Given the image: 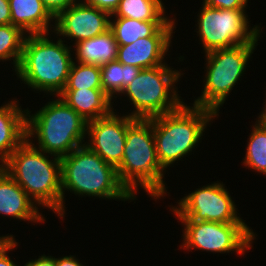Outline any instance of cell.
<instances>
[{
	"label": "cell",
	"mask_w": 266,
	"mask_h": 266,
	"mask_svg": "<svg viewBox=\"0 0 266 266\" xmlns=\"http://www.w3.org/2000/svg\"><path fill=\"white\" fill-rule=\"evenodd\" d=\"M166 21H140L110 17V30L118 45H128L139 38L152 36Z\"/></svg>",
	"instance_id": "ffe728a7"
},
{
	"label": "cell",
	"mask_w": 266,
	"mask_h": 266,
	"mask_svg": "<svg viewBox=\"0 0 266 266\" xmlns=\"http://www.w3.org/2000/svg\"><path fill=\"white\" fill-rule=\"evenodd\" d=\"M195 25L204 54L245 43H258L263 27H251L246 9H217L203 3ZM249 24V25H248Z\"/></svg>",
	"instance_id": "9c48e42d"
},
{
	"label": "cell",
	"mask_w": 266,
	"mask_h": 266,
	"mask_svg": "<svg viewBox=\"0 0 266 266\" xmlns=\"http://www.w3.org/2000/svg\"><path fill=\"white\" fill-rule=\"evenodd\" d=\"M216 182L196 188L178 200L176 206L170 205V211L176 219L179 221L245 223L228 189L223 182L218 180Z\"/></svg>",
	"instance_id": "8fae6325"
},
{
	"label": "cell",
	"mask_w": 266,
	"mask_h": 266,
	"mask_svg": "<svg viewBox=\"0 0 266 266\" xmlns=\"http://www.w3.org/2000/svg\"><path fill=\"white\" fill-rule=\"evenodd\" d=\"M58 96L87 122L108 115L115 105L103 89H64Z\"/></svg>",
	"instance_id": "ac0fdd59"
},
{
	"label": "cell",
	"mask_w": 266,
	"mask_h": 266,
	"mask_svg": "<svg viewBox=\"0 0 266 266\" xmlns=\"http://www.w3.org/2000/svg\"><path fill=\"white\" fill-rule=\"evenodd\" d=\"M73 49L74 61L103 65L116 60L118 44L109 29L96 37L80 41Z\"/></svg>",
	"instance_id": "d6986e66"
},
{
	"label": "cell",
	"mask_w": 266,
	"mask_h": 266,
	"mask_svg": "<svg viewBox=\"0 0 266 266\" xmlns=\"http://www.w3.org/2000/svg\"><path fill=\"white\" fill-rule=\"evenodd\" d=\"M62 180V220L66 213L65 191L78 197H93L116 200L134 201L135 199L120 183L116 168L105 162L97 153L86 145L72 150L61 157ZM65 214V215H64Z\"/></svg>",
	"instance_id": "277c9868"
},
{
	"label": "cell",
	"mask_w": 266,
	"mask_h": 266,
	"mask_svg": "<svg viewBox=\"0 0 266 266\" xmlns=\"http://www.w3.org/2000/svg\"><path fill=\"white\" fill-rule=\"evenodd\" d=\"M36 203L0 166V215L28 223H43L44 215Z\"/></svg>",
	"instance_id": "9a60e30c"
},
{
	"label": "cell",
	"mask_w": 266,
	"mask_h": 266,
	"mask_svg": "<svg viewBox=\"0 0 266 266\" xmlns=\"http://www.w3.org/2000/svg\"><path fill=\"white\" fill-rule=\"evenodd\" d=\"M183 226L180 249L211 253H236L244 256L253 248L257 234L246 223L180 221Z\"/></svg>",
	"instance_id": "30bf717a"
},
{
	"label": "cell",
	"mask_w": 266,
	"mask_h": 266,
	"mask_svg": "<svg viewBox=\"0 0 266 266\" xmlns=\"http://www.w3.org/2000/svg\"><path fill=\"white\" fill-rule=\"evenodd\" d=\"M1 167L39 208L52 210L62 220L60 157L45 153L26 139Z\"/></svg>",
	"instance_id": "3957f363"
},
{
	"label": "cell",
	"mask_w": 266,
	"mask_h": 266,
	"mask_svg": "<svg viewBox=\"0 0 266 266\" xmlns=\"http://www.w3.org/2000/svg\"><path fill=\"white\" fill-rule=\"evenodd\" d=\"M166 5L162 0H120L111 17H126L140 21H167Z\"/></svg>",
	"instance_id": "7402d4cb"
},
{
	"label": "cell",
	"mask_w": 266,
	"mask_h": 266,
	"mask_svg": "<svg viewBox=\"0 0 266 266\" xmlns=\"http://www.w3.org/2000/svg\"><path fill=\"white\" fill-rule=\"evenodd\" d=\"M176 18L170 17L152 36L139 38L128 45H118L116 60L140 69L164 65L176 30ZM175 28V29H174Z\"/></svg>",
	"instance_id": "5bb4252c"
},
{
	"label": "cell",
	"mask_w": 266,
	"mask_h": 266,
	"mask_svg": "<svg viewBox=\"0 0 266 266\" xmlns=\"http://www.w3.org/2000/svg\"><path fill=\"white\" fill-rule=\"evenodd\" d=\"M116 171L120 183L135 199L140 187L155 201L169 195L164 180L167 171L157 157L153 117L135 118L127 126L123 158Z\"/></svg>",
	"instance_id": "6da1fadb"
},
{
	"label": "cell",
	"mask_w": 266,
	"mask_h": 266,
	"mask_svg": "<svg viewBox=\"0 0 266 266\" xmlns=\"http://www.w3.org/2000/svg\"><path fill=\"white\" fill-rule=\"evenodd\" d=\"M110 17L108 12L78 1L55 17L53 33L64 41H74L73 47L80 41L108 31Z\"/></svg>",
	"instance_id": "4fadbf2b"
},
{
	"label": "cell",
	"mask_w": 266,
	"mask_h": 266,
	"mask_svg": "<svg viewBox=\"0 0 266 266\" xmlns=\"http://www.w3.org/2000/svg\"><path fill=\"white\" fill-rule=\"evenodd\" d=\"M11 24L9 0H0V25Z\"/></svg>",
	"instance_id": "4dcf8cb0"
},
{
	"label": "cell",
	"mask_w": 266,
	"mask_h": 266,
	"mask_svg": "<svg viewBox=\"0 0 266 266\" xmlns=\"http://www.w3.org/2000/svg\"><path fill=\"white\" fill-rule=\"evenodd\" d=\"M51 34L26 35L15 75L35 93L44 92V95L55 97L66 86L74 57L71 44L53 35L57 38L55 41Z\"/></svg>",
	"instance_id": "7a4b0ae2"
},
{
	"label": "cell",
	"mask_w": 266,
	"mask_h": 266,
	"mask_svg": "<svg viewBox=\"0 0 266 266\" xmlns=\"http://www.w3.org/2000/svg\"><path fill=\"white\" fill-rule=\"evenodd\" d=\"M134 119L113 109L108 115L87 122L85 145L117 168L123 158L127 126Z\"/></svg>",
	"instance_id": "7c38bea8"
},
{
	"label": "cell",
	"mask_w": 266,
	"mask_h": 266,
	"mask_svg": "<svg viewBox=\"0 0 266 266\" xmlns=\"http://www.w3.org/2000/svg\"><path fill=\"white\" fill-rule=\"evenodd\" d=\"M257 45V43H245L206 53L203 88L200 96L191 104L210 109L219 116L220 108L223 107L238 81L242 80L240 78L245 74L246 66Z\"/></svg>",
	"instance_id": "ba28073f"
},
{
	"label": "cell",
	"mask_w": 266,
	"mask_h": 266,
	"mask_svg": "<svg viewBox=\"0 0 266 266\" xmlns=\"http://www.w3.org/2000/svg\"><path fill=\"white\" fill-rule=\"evenodd\" d=\"M64 89H102L100 65L73 61Z\"/></svg>",
	"instance_id": "d4e9b609"
},
{
	"label": "cell",
	"mask_w": 266,
	"mask_h": 266,
	"mask_svg": "<svg viewBox=\"0 0 266 266\" xmlns=\"http://www.w3.org/2000/svg\"><path fill=\"white\" fill-rule=\"evenodd\" d=\"M16 241L15 238H0V266H21L15 264L16 262L8 255L10 251L19 246V242Z\"/></svg>",
	"instance_id": "484cf974"
},
{
	"label": "cell",
	"mask_w": 266,
	"mask_h": 266,
	"mask_svg": "<svg viewBox=\"0 0 266 266\" xmlns=\"http://www.w3.org/2000/svg\"><path fill=\"white\" fill-rule=\"evenodd\" d=\"M203 4L217 9H246L248 0H202Z\"/></svg>",
	"instance_id": "4316f807"
},
{
	"label": "cell",
	"mask_w": 266,
	"mask_h": 266,
	"mask_svg": "<svg viewBox=\"0 0 266 266\" xmlns=\"http://www.w3.org/2000/svg\"><path fill=\"white\" fill-rule=\"evenodd\" d=\"M100 68L102 89L112 100L114 99L113 102L141 70L117 60L100 65Z\"/></svg>",
	"instance_id": "44dd1931"
},
{
	"label": "cell",
	"mask_w": 266,
	"mask_h": 266,
	"mask_svg": "<svg viewBox=\"0 0 266 266\" xmlns=\"http://www.w3.org/2000/svg\"><path fill=\"white\" fill-rule=\"evenodd\" d=\"M26 35L19 27L12 24L0 25V62L12 60L13 72L19 66Z\"/></svg>",
	"instance_id": "cb8c5ba5"
},
{
	"label": "cell",
	"mask_w": 266,
	"mask_h": 266,
	"mask_svg": "<svg viewBox=\"0 0 266 266\" xmlns=\"http://www.w3.org/2000/svg\"><path fill=\"white\" fill-rule=\"evenodd\" d=\"M56 266H85L82 264L79 259L76 258V255L62 256L56 258Z\"/></svg>",
	"instance_id": "1f68e13d"
},
{
	"label": "cell",
	"mask_w": 266,
	"mask_h": 266,
	"mask_svg": "<svg viewBox=\"0 0 266 266\" xmlns=\"http://www.w3.org/2000/svg\"><path fill=\"white\" fill-rule=\"evenodd\" d=\"M39 258L30 259L24 266H56V258L48 254H41Z\"/></svg>",
	"instance_id": "f546056e"
},
{
	"label": "cell",
	"mask_w": 266,
	"mask_h": 266,
	"mask_svg": "<svg viewBox=\"0 0 266 266\" xmlns=\"http://www.w3.org/2000/svg\"><path fill=\"white\" fill-rule=\"evenodd\" d=\"M9 6L11 24L25 34L53 33L55 17L41 0H9Z\"/></svg>",
	"instance_id": "e0dca14e"
},
{
	"label": "cell",
	"mask_w": 266,
	"mask_h": 266,
	"mask_svg": "<svg viewBox=\"0 0 266 266\" xmlns=\"http://www.w3.org/2000/svg\"><path fill=\"white\" fill-rule=\"evenodd\" d=\"M265 95H266V93H265ZM264 101L265 102L263 104H265V105L263 108H261L262 111L259 112L260 114H258L259 116L257 117L255 123H257L260 127L266 129V99H264Z\"/></svg>",
	"instance_id": "d6a6232c"
},
{
	"label": "cell",
	"mask_w": 266,
	"mask_h": 266,
	"mask_svg": "<svg viewBox=\"0 0 266 266\" xmlns=\"http://www.w3.org/2000/svg\"><path fill=\"white\" fill-rule=\"evenodd\" d=\"M79 0H41L47 10L56 17L60 12L66 10Z\"/></svg>",
	"instance_id": "83f0119b"
},
{
	"label": "cell",
	"mask_w": 266,
	"mask_h": 266,
	"mask_svg": "<svg viewBox=\"0 0 266 266\" xmlns=\"http://www.w3.org/2000/svg\"><path fill=\"white\" fill-rule=\"evenodd\" d=\"M169 64L154 68L141 69L138 75L129 83L121 96H125L132 105L133 111L128 116L149 119L177 110L183 103L181 94H178V85L181 69L174 70Z\"/></svg>",
	"instance_id": "52a82bcc"
},
{
	"label": "cell",
	"mask_w": 266,
	"mask_h": 266,
	"mask_svg": "<svg viewBox=\"0 0 266 266\" xmlns=\"http://www.w3.org/2000/svg\"><path fill=\"white\" fill-rule=\"evenodd\" d=\"M215 118L218 115L214 111L185 102L175 111L153 117V134L161 166L168 171L191 155Z\"/></svg>",
	"instance_id": "8992f818"
},
{
	"label": "cell",
	"mask_w": 266,
	"mask_h": 266,
	"mask_svg": "<svg viewBox=\"0 0 266 266\" xmlns=\"http://www.w3.org/2000/svg\"><path fill=\"white\" fill-rule=\"evenodd\" d=\"M0 238H15V236H14L13 234H10V235H9V233H8V234H6V235H2V236H0Z\"/></svg>",
	"instance_id": "836d02e7"
},
{
	"label": "cell",
	"mask_w": 266,
	"mask_h": 266,
	"mask_svg": "<svg viewBox=\"0 0 266 266\" xmlns=\"http://www.w3.org/2000/svg\"><path fill=\"white\" fill-rule=\"evenodd\" d=\"M14 98L0 106V166L26 140V110Z\"/></svg>",
	"instance_id": "2e32d148"
},
{
	"label": "cell",
	"mask_w": 266,
	"mask_h": 266,
	"mask_svg": "<svg viewBox=\"0 0 266 266\" xmlns=\"http://www.w3.org/2000/svg\"><path fill=\"white\" fill-rule=\"evenodd\" d=\"M251 127L242 164L245 168L266 176V129L257 123Z\"/></svg>",
	"instance_id": "603a6c76"
},
{
	"label": "cell",
	"mask_w": 266,
	"mask_h": 266,
	"mask_svg": "<svg viewBox=\"0 0 266 266\" xmlns=\"http://www.w3.org/2000/svg\"><path fill=\"white\" fill-rule=\"evenodd\" d=\"M51 100L34 114L27 107L26 139L45 153L61 158L85 145L87 121L59 96Z\"/></svg>",
	"instance_id": "5b68a950"
},
{
	"label": "cell",
	"mask_w": 266,
	"mask_h": 266,
	"mask_svg": "<svg viewBox=\"0 0 266 266\" xmlns=\"http://www.w3.org/2000/svg\"><path fill=\"white\" fill-rule=\"evenodd\" d=\"M79 2L94 6L112 15L117 9L120 0H79Z\"/></svg>",
	"instance_id": "f1b7e54d"
}]
</instances>
